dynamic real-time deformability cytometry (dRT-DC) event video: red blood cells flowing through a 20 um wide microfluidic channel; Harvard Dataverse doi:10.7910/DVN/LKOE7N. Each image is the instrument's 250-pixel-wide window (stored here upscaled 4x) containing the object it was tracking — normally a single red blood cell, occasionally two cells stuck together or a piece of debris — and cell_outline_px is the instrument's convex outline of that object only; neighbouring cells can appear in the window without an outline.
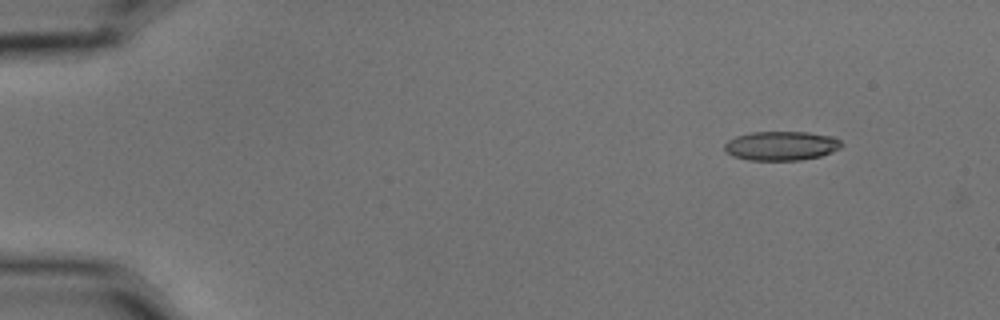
{"species": "common noctule bat (a hibernating species)", "species_latin": "Nyctalus noctula", "temperature_condition": "cold", "stored_images_in_passage": 5, "camera_frame_rate_fps": 3000, "um_per_image_px": 0.085, "animal": {"sex": "male", "body_mass_g": 15.6}, "frame": {"image": 1, "passage_image": 1, "time_ms": 0.0, "image_size_px": [1000, 320], "cell_outline_px": [[844, 144], [840, 148], [820, 156], [800, 160], [748, 160], [732, 156], [724, 152], [724, 144], [728, 140], [736, 136], [752, 132], [808, 132], [832, 136], [840, 140]], "centroid_in_image_um": [66.38, 12.39], "position_along_channel_um": 18.6, "area_um2": 20.0}}